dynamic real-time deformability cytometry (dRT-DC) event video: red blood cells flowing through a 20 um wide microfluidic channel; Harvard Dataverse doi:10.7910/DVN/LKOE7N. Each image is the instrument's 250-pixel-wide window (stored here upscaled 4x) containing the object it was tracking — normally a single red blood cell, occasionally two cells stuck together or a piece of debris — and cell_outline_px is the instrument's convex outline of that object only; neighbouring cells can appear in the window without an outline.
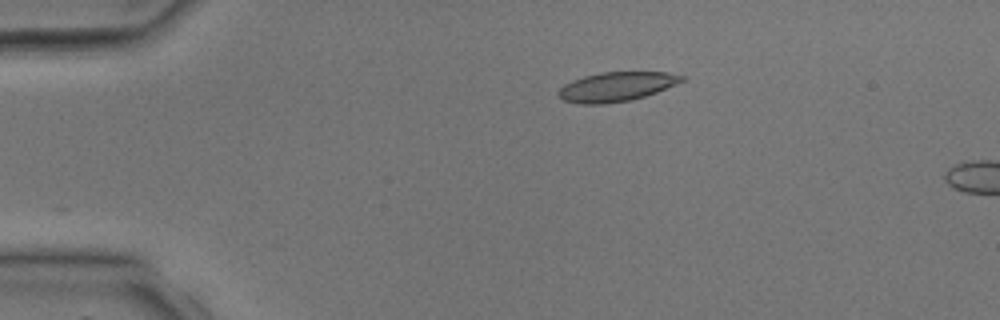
{"species": "common noctule bat (a hibernating species)", "species_latin": "Nyctalus noctula", "temperature_condition": "room temperature", "stored_images_in_passage": 2, "camera_frame_rate_fps": 3000, "um_per_image_px": 0.085, "animal": {"sex": "male", "body_mass_g": 17.9, "forearm_length_mm": 54.2}, "frame": {"image": 1, "passage_image": 1, "time_ms": 0.0, "image_size_px": [1000, 320], "cell_outline_px": [[684, 80], [656, 92], [644, 96], [628, 100], [604, 104], [580, 104], [564, 100], [556, 96], [556, 92], [564, 84], [572, 80], [584, 76], [600, 72], [668, 72], [684, 76]], "centroid_in_image_um": [52.33, 7.36], "position_along_channel_um": 32.7, "area_um2": 20.98}}